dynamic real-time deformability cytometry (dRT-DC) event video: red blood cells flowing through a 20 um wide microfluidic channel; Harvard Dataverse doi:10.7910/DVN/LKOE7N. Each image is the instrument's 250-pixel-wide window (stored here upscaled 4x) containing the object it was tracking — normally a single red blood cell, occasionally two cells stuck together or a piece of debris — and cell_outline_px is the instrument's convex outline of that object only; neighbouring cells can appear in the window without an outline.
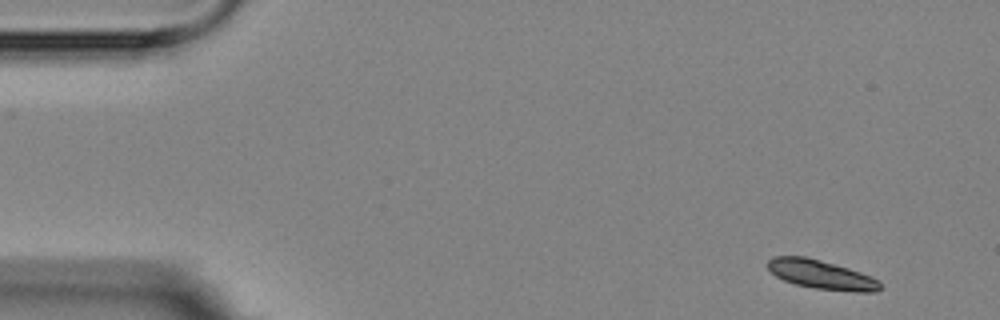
{"species": "Egyptian fruit bat (a non-hibernating species)", "species_latin": "Rousettus aegyptiacus", "temperature_condition": "room temperature", "stored_images_in_passage": 4, "camera_frame_rate_fps": 3000, "um_per_image_px": 0.085, "animal": {"sex": "female"}, "frame": {"image": 1, "passage_image": 1, "time_ms": 0.0, "image_size_px": [1000, 320], "cell_outline_px": [[880, 288], [876, 292], [856, 292], [812, 288], [796, 284], [784, 280], [776, 276], [768, 268], [768, 260], [772, 256], [808, 256], [848, 268], [872, 276], [880, 284]], "centroid_in_image_um": [69.79, 23.33], "position_along_channel_um": 15.2, "area_um2": 18.96}}
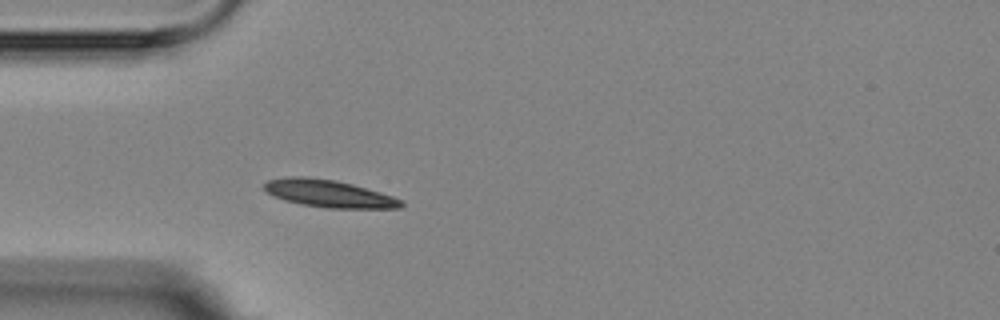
{"frame": {"image": 2, "passage_image": 4, "time_ms": 4.0, "image_size_px": [1000, 320], "cell_outline_px": [[404, 204], [400, 208], [328, 208], [300, 204], [284, 200], [272, 196], [264, 192], [264, 184], [268, 180], [284, 176], [308, 176], [336, 180], [352, 184], [380, 192], [392, 196], [400, 200]], "centroid_in_image_um": [27.87, 16.44], "position_along_channel_um": 57.1, "area_um2": 22.02}}